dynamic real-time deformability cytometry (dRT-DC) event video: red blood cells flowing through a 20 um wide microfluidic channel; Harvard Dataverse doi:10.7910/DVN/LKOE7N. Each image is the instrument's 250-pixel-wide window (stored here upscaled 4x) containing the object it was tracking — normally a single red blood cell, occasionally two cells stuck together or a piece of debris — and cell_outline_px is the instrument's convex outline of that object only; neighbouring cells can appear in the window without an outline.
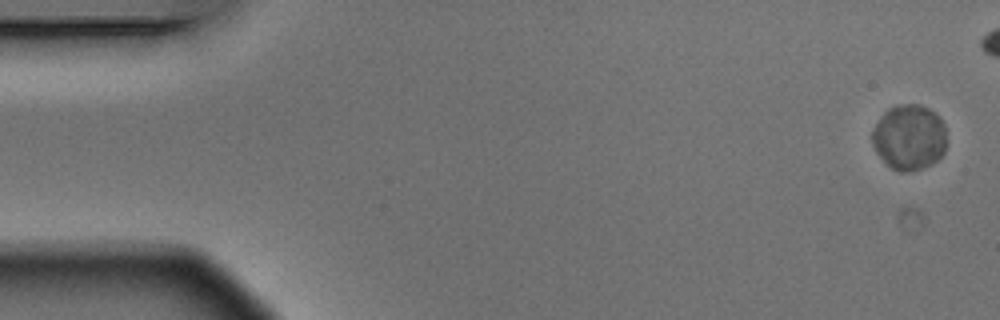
{"species": "Egyptian fruit bat (a non-hibernating species)", "species_latin": "Rousettus aegyptiacus", "temperature_condition": "warm", "stored_images_in_passage": 8, "camera_frame_rate_fps": 3000, "um_per_image_px": 0.085, "animal": {"sex": "male"}, "frame": {"image": 1, "passage_image": 1, "time_ms": 0.0, "image_size_px": [1000, 320], "cell_outline_px": [[944, 152], [936, 160], [920, 168], [900, 172], [892, 168], [876, 152], [872, 144], [872, 128], [884, 112], [888, 108], [900, 104], [920, 104], [936, 112], [940, 116], [944, 124]], "centroid_in_image_um": [77.25, 11.62], "position_along_channel_um": 7.7, "area_um2": 28.09}}
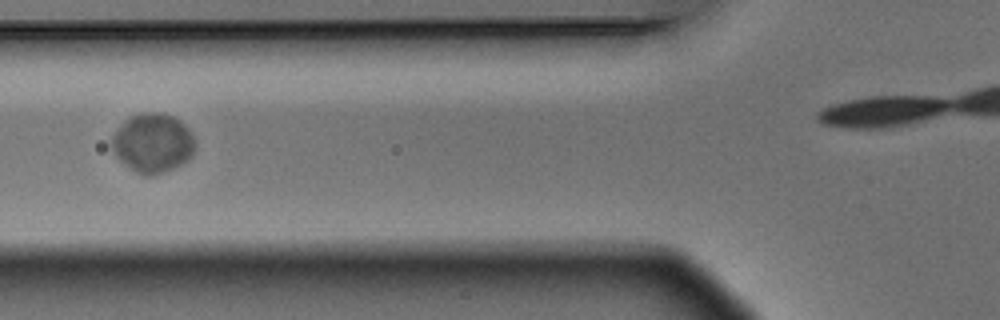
{"frame": {"image": 2, "passage_image": 6, "time_ms": 1.667, "image_size_px": [1000, 320], "cell_outline_px": [[192, 156], [188, 160], [172, 168], [148, 176], [144, 176], [136, 172], [124, 164], [116, 156], [112, 148], [112, 136], [124, 120], [128, 116], [144, 112], [160, 112], [172, 116], [180, 120], [192, 132]], "centroid_in_image_um": [12.95, 12.13], "position_along_channel_um": 112.9, "area_um2": 28.44}}